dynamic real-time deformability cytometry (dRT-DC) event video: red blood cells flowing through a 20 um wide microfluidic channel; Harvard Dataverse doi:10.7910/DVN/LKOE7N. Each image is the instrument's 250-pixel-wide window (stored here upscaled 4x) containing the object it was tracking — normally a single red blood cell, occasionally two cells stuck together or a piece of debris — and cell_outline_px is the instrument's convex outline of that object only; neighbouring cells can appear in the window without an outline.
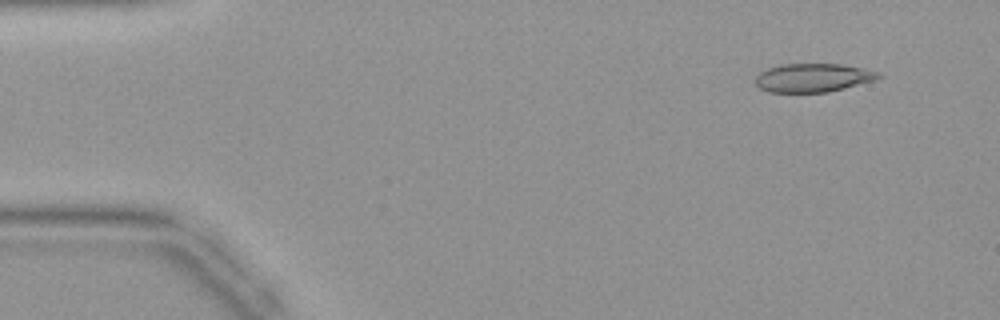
{"species": "common noctule bat (a hibernating species)", "species_latin": "Nyctalus noctula", "temperature_condition": "warm", "stored_images_in_passage": 43, "camera_frame_rate_fps": 3000, "um_per_image_px": 0.085, "animal": {"sex": "female", "body_mass_g": 19.9}, "frame": {"image": 1, "passage_image": 4, "time_ms": 1.0, "image_size_px": [1000, 320], "cell_outline_px": [[884, 76], [876, 80], [828, 92], [768, 92], [760, 88], [756, 84], [756, 76], [760, 72], [768, 68], [780, 64], [840, 64], [864, 68], [880, 72]], "centroid_in_image_um": [69.14, 6.6], "position_along_channel_um": 15.9, "area_um2": 20.58}}
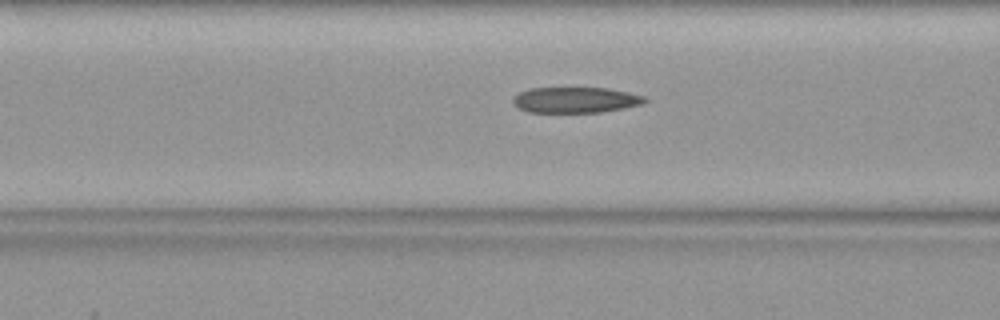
{"frame": {"image": 2, "passage_image": 17, "time_ms": 5.333, "image_size_px": [1000, 320], "cell_outline_px": [[648, 100], [644, 104], [624, 108], [600, 112], [528, 112], [516, 108], [512, 104], [512, 96], [528, 88], [608, 88], [628, 92], [644, 96]], "centroid_in_image_um": [48.88, 8.49], "position_along_channel_um": 117.7, "area_um2": 20.0}}
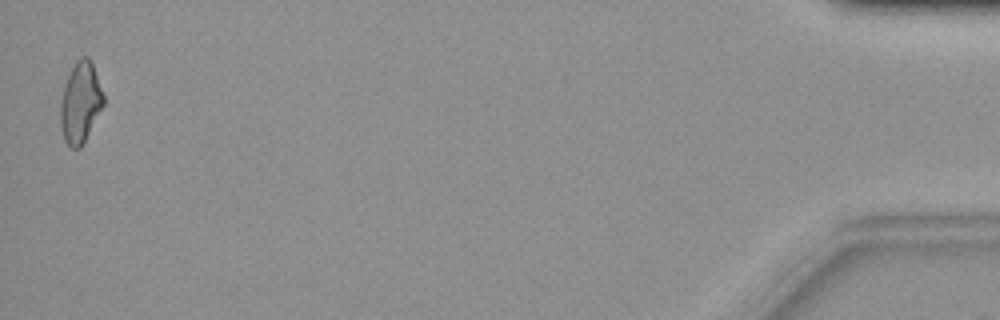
{"frame": {"image": 3, "passage_image": 43, "time_ms": 14.0, "image_size_px": [1000, 320], "cell_outline_px": [[104, 104], [80, 148], [72, 148], [64, 140], [60, 124], [60, 104], [64, 88], [68, 76], [76, 60], [80, 56], [88, 56], [92, 64], [104, 96]], "centroid_in_image_um": [6.82, 8.71], "position_along_channel_um": 428.4, "area_um2": 19.88}}